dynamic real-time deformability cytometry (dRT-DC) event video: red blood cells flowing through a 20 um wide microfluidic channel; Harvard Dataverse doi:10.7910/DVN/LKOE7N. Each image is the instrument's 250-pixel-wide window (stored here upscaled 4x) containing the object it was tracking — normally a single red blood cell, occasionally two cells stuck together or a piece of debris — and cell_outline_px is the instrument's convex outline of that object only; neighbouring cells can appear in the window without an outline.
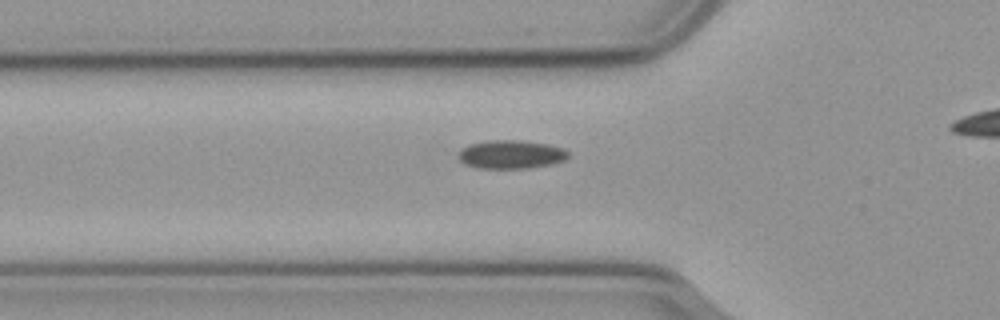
{"species": "common noctule bat (a hibernating species)", "species_latin": "Nyctalus noctula", "temperature_condition": "cold", "stored_images_in_passage": 36, "camera_frame_rate_fps": 3000, "um_per_image_px": 0.085, "animal": {"sex": "male", "body_mass_g": 23.1, "forearm_length_mm": 52.7}, "frame": {"image": 1, "passage_image": 9, "time_ms": 2.667, "image_size_px": [1000, 320], "cell_outline_px": [[568, 156], [564, 160], [552, 164], [528, 168], [480, 168], [464, 164], [460, 160], [460, 148], [468, 144], [488, 140], [520, 140], [548, 144], [564, 148], [568, 152]], "centroid_in_image_um": [43.43, 13.11], "position_along_channel_um": 82.4, "area_um2": 18.26}}
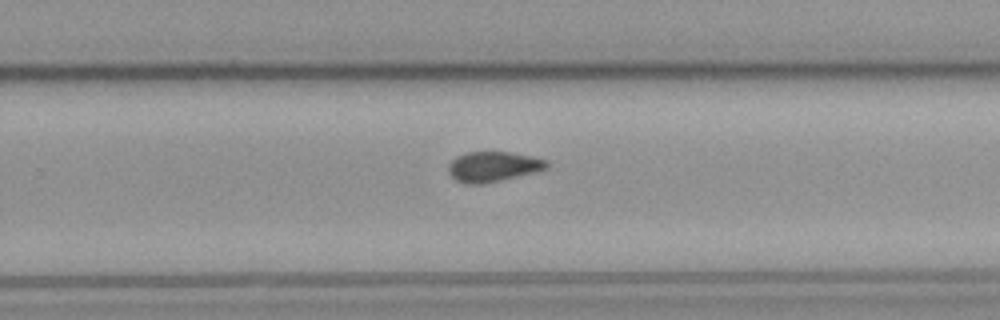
{"frame": {"image": 2, "passage_image": 26, "time_ms": 8.333, "image_size_px": [1000, 320], "cell_outline_px": [[548, 168], [484, 184], [468, 184], [456, 180], [448, 172], [448, 164], [456, 156], [464, 152], [512, 152], [548, 160]], "centroid_in_image_um": [41.88, 14.15], "position_along_channel_um": 287.9, "area_um2": 17.17}}
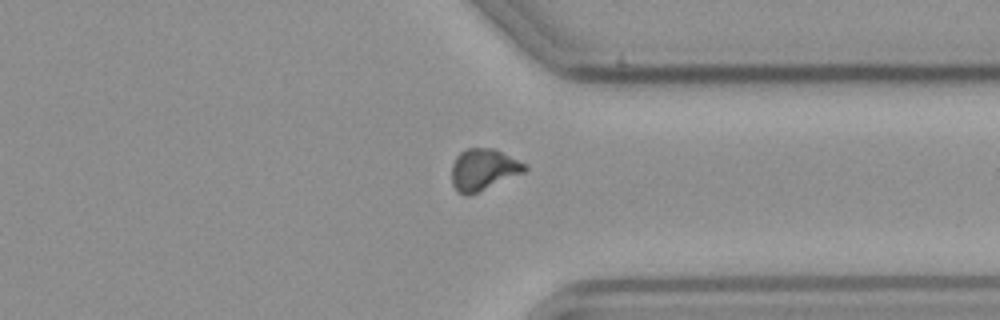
{"frame": {"image": 3, "passage_image": 33, "time_ms": 10.667, "image_size_px": [1000, 320], "cell_outline_px": [[528, 168], [524, 172], [468, 196], [464, 196], [452, 184], [452, 164], [456, 156], [464, 148], [492, 148], [528, 164]], "centroid_in_image_um": [41.08, 14.4], "position_along_channel_um": 370.3, "area_um2": 17.57}}